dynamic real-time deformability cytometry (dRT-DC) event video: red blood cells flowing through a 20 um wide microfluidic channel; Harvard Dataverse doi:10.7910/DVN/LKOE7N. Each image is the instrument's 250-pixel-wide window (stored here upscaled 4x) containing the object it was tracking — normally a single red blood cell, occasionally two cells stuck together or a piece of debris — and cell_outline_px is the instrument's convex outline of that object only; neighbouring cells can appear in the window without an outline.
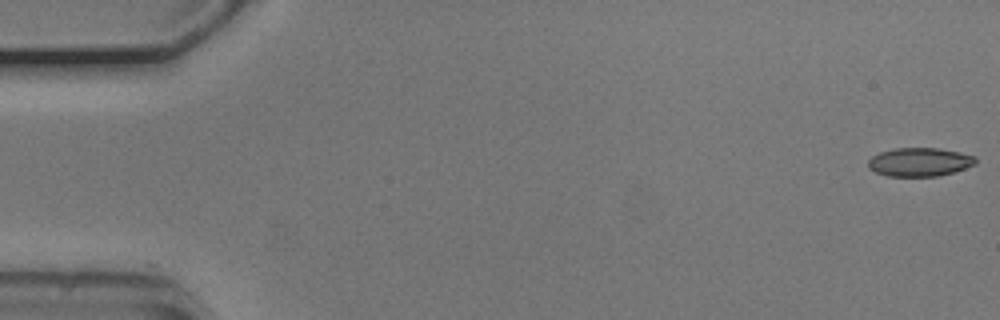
{"species": "common noctule bat (a hibernating species)", "species_latin": "Nyctalus noctula", "temperature_condition": "cold", "stored_images_in_passage": 46, "camera_frame_rate_fps": 3000, "um_per_image_px": 0.085, "animal": {"sex": "male", "body_mass_g": 20.5, "forearm_length_mm": 52.5}, "frame": {"image": 1, "passage_image": 1, "time_ms": 0.0, "image_size_px": [1000, 320], "cell_outline_px": [[976, 164], [952, 172], [936, 176], [888, 176], [876, 172], [868, 168], [868, 160], [872, 156], [880, 152], [896, 148], [940, 148], [960, 152], [976, 156]], "centroid_in_image_um": [78.16, 13.76], "position_along_channel_um": 6.8, "area_um2": 17.86}}
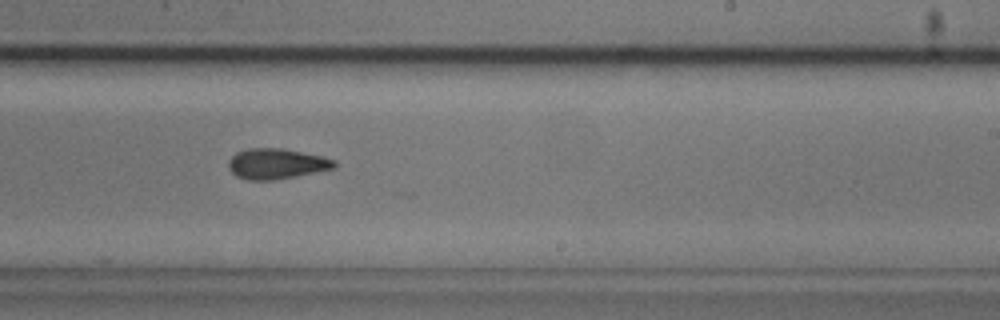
{"frame": {"image": 2, "passage_image": 33, "time_ms": 10.667, "image_size_px": [1000, 320], "cell_outline_px": [[336, 168], [272, 180], [248, 180], [236, 176], [228, 168], [228, 160], [236, 152], [248, 148], [284, 148], [324, 156], [336, 160]], "centroid_in_image_um": [23.5, 13.9], "position_along_channel_um": 265.5, "area_um2": 18.9}}
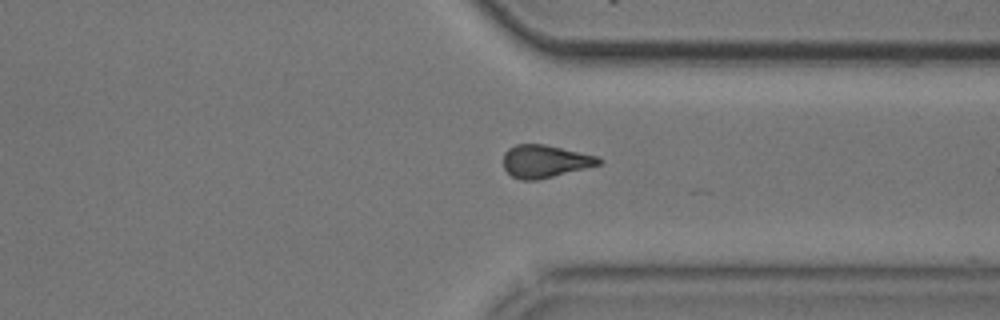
{"frame": {"image": 3, "passage_image": 41, "time_ms": 13.333, "image_size_px": [1000, 320], "cell_outline_px": [[604, 160], [600, 164], [536, 180], [520, 180], [512, 176], [504, 168], [504, 152], [508, 148], [516, 144], [544, 144], [596, 156]], "centroid_in_image_um": [46.28, 13.7], "position_along_channel_um": 365.1, "area_um2": 17.86}, "authors_computed_cell_mechanics": {"area_um2": 18.6405, "velocity_mm_per_s": 3.7496, "shape_relaxation_time_tau1_ms": 3.2317, "shape_relaxation_time_tau2_ms": 3.1513, "deformation_change_tau1": 0.1254, "deformation_change_tau2": 0.1092}}